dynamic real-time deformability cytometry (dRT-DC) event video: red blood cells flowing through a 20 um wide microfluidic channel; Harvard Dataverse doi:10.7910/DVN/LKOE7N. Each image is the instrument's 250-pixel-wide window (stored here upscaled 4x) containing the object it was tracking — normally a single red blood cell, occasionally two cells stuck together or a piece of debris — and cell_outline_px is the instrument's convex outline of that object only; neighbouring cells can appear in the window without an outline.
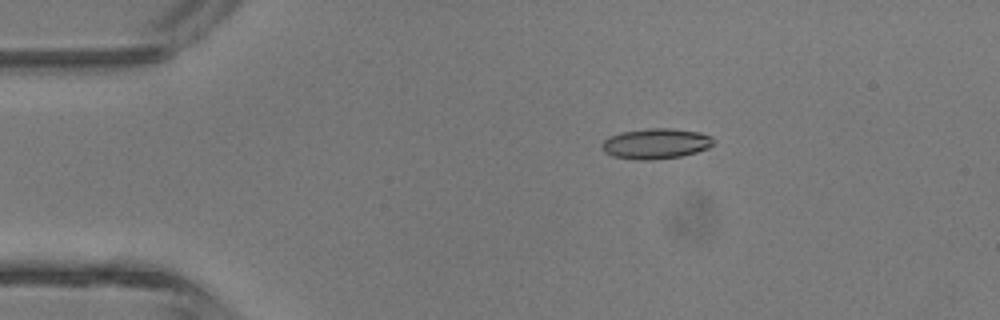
{"species": "common noctule bat (a hibernating species)", "species_latin": "Nyctalus noctula", "temperature_condition": "room temperature", "stored_images_in_passage": 4, "camera_frame_rate_fps": 3000, "um_per_image_px": 0.085, "animal": {"sex": "male", "body_mass_g": 13.3}, "frame": {"image": 1, "passage_image": 3, "time_ms": 2.0, "image_size_px": [1000, 320], "cell_outline_px": [[716, 144], [708, 148], [696, 152], [680, 156], [652, 160], [636, 160], [612, 156], [604, 152], [600, 148], [600, 144], [608, 136], [620, 132], [648, 128], [672, 128], [700, 132], [712, 136], [716, 140]], "centroid_in_image_um": [55.74, 12.2], "position_along_channel_um": 29.3, "area_um2": 20.23}}